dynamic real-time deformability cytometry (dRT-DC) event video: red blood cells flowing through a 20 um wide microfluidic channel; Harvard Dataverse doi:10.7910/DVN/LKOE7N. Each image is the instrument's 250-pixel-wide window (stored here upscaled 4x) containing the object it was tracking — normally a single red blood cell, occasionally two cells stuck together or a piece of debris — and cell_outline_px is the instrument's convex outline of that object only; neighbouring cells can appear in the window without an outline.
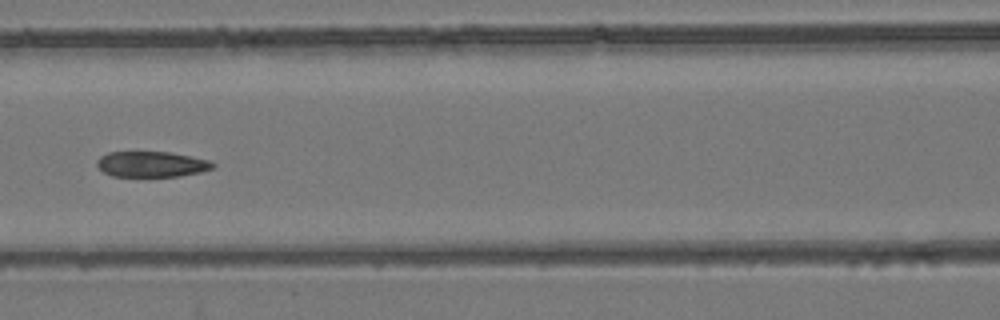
{"species": "common noctule bat (a hibernating species)", "species_latin": "Nyctalus noctula", "temperature_condition": "room temperature", "stored_images_in_passage": 7, "camera_frame_rate_fps": 3000, "um_per_image_px": 0.085, "animal": {"sex": "female", "body_mass_g": 24.6, "forearm_length_mm": 56.2}, "frame": {"image": 1, "passage_image": 7, "time_ms": 7.0, "image_size_px": [1000, 320], "cell_outline_px": [[216, 164], [212, 168], [200, 172], [180, 176], [112, 176], [104, 172], [96, 164], [96, 160], [100, 156], [108, 152], [168, 152], [208, 160]], "centroid_in_image_um": [12.85, 13.96], "position_along_channel_um": 153.8, "area_um2": 17.11}}